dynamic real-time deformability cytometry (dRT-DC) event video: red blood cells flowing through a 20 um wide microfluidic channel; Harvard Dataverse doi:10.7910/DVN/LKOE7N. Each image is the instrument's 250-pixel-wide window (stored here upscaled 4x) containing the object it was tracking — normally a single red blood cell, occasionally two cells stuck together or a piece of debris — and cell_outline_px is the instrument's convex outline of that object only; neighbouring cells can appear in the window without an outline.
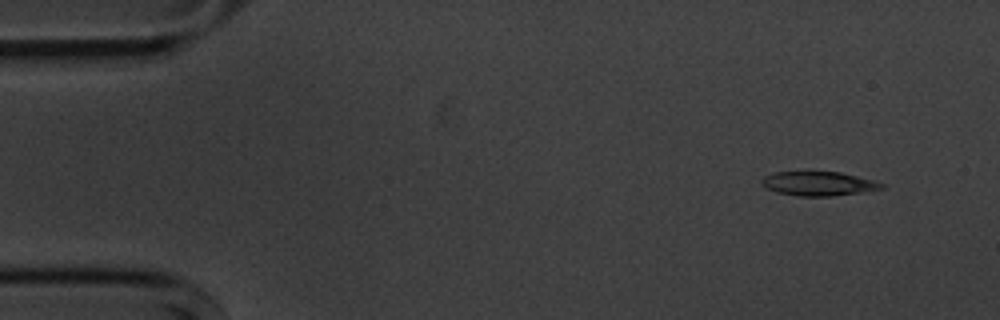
{"species": "common noctule bat (a hibernating species)", "species_latin": "Nyctalus noctula", "temperature_condition": "cold", "stored_images_in_passage": 5, "segment_of_instrument_passage": [1, 2], "camera_frame_rate_fps": 3000, "um_per_image_px": 0.085, "animal": {"sex": "male", "body_mass_g": 20.1, "forearm_length_mm": 53.5}, "frame": {"image": 1, "passage_image": 1, "time_ms": 0.0, "image_size_px": [1000, 320], "cell_outline_px": [[884, 188], [860, 192], [832, 196], [800, 196], [776, 192], [764, 188], [760, 184], [760, 180], [764, 176], [776, 172], [808, 168], [840, 172], [872, 180], [884, 184]], "centroid_in_image_um": [69.46, 15.55], "position_along_channel_um": 15.5, "area_um2": 17.69}}
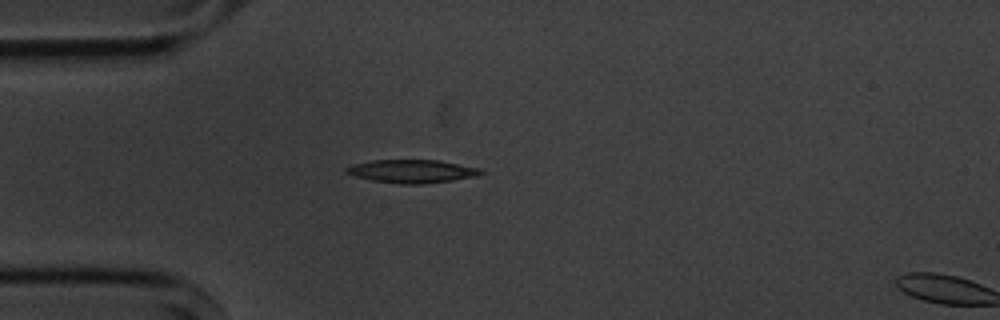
{"frame": {"image": 2, "passage_image": 4, "time_ms": 3.333, "image_size_px": [1000, 320], "cell_outline_px": [[484, 172], [480, 176], [452, 180], [420, 184], [400, 184], [372, 180], [356, 176], [344, 172], [344, 168], [352, 164], [372, 160], [436, 160], [480, 168]], "centroid_in_image_um": [35.01, 14.55], "position_along_channel_um": 50.0, "area_um2": 18.15}}